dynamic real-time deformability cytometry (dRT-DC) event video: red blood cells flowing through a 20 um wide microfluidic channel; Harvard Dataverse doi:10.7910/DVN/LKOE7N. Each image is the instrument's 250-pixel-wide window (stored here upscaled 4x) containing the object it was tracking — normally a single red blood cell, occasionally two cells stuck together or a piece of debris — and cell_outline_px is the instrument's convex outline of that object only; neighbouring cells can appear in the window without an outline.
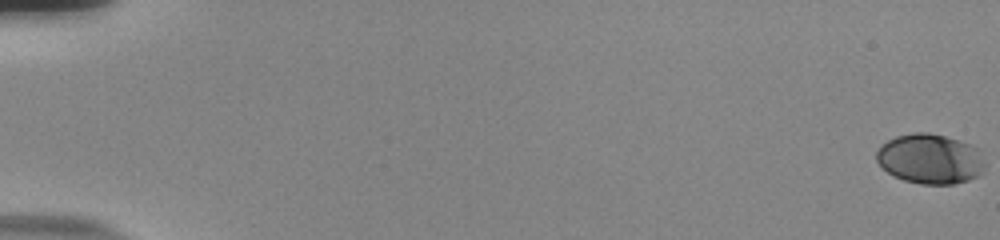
{"species": "human", "species_latin": "Homo sapiens", "temperature_condition": "room temperature", "stored_images_in_passage": 58, "camera_frame_rate_fps": 3000, "um_per_image_px": 0.085, "donor": {"sex": "male"}, "frame": {"image": 1, "passage_image": 1, "time_ms": 0.0, "image_size_px": [1000, 240], "cell_outline_px": [[984, 164], [980, 172], [976, 176], [968, 180], [952, 184], [920, 184], [904, 180], [888, 172], [876, 160], [876, 152], [888, 140], [896, 136], [912, 132], [928, 132], [960, 140], [980, 148], [984, 160]], "centroid_in_image_um": [79.08, 13.49], "position_along_channel_um": 5.9, "area_um2": 31.44}}
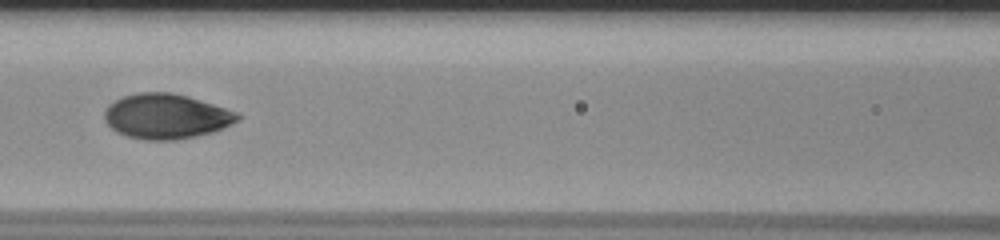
{"frame": {"image": 2, "passage_image": 29, "time_ms": 9.333, "image_size_px": [1000, 240], "cell_outline_px": [[240, 120], [224, 128], [212, 132], [196, 136], [176, 140], [144, 140], [128, 136], [116, 132], [104, 120], [104, 112], [108, 104], [124, 96], [140, 92], [172, 92], [188, 96], [236, 112], [240, 116]], "centroid_in_image_um": [14.11, 9.89], "position_along_channel_um": 152.5, "area_um2": 34.85}}
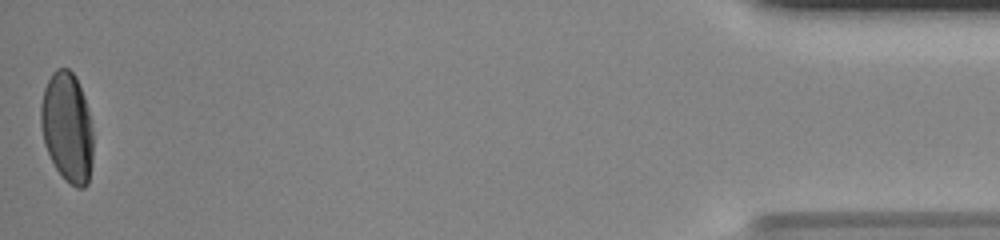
{"frame": {"image": 3, "passage_image": 58, "time_ms": 19.0, "image_size_px": [1000, 240], "cell_outline_px": [[92, 164], [88, 184], [84, 188], [76, 188], [64, 180], [56, 168], [44, 144], [40, 124], [40, 104], [44, 88], [52, 72], [56, 68], [68, 68], [76, 76], [84, 96], [88, 108], [92, 128]], "centroid_in_image_um": [5.71, 10.82], "position_along_channel_um": 429.5, "area_um2": 33.87}, "authors_computed_cell_mechanics": {"area_um2": 33.9575, "velocity_mm_per_s": 3.7164, "shape_relaxation_time_tau1_ms": 4.3063, "shape_relaxation_time_tau2_ms": null, "deformation_change_tau1": 0.1715, "deformation_change_tau2": null}}